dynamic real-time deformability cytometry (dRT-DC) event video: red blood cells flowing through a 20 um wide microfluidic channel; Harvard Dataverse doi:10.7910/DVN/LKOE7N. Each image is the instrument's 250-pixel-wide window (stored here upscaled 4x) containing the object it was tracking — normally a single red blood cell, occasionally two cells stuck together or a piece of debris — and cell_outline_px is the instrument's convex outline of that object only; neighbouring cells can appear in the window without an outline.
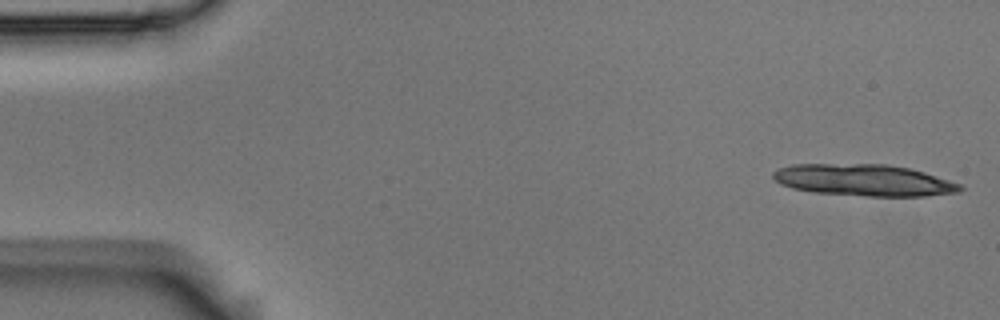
{"species": "Egyptian fruit bat (a non-hibernating species)", "species_latin": "Rousettus aegyptiacus", "temperature_condition": "room temperature", "stored_images_in_passage": 13, "camera_frame_rate_fps": 3000, "um_per_image_px": 0.085, "animal": {"sex": "male"}, "frame": {"image": 1, "passage_image": 1, "time_ms": 0.0, "image_size_px": [1000, 320], "cell_outline_px": [[964, 188], [960, 192], [924, 196], [868, 196], [816, 192], [792, 188], [780, 184], [772, 176], [772, 172], [780, 168], [792, 164], [888, 164], [908, 168], [924, 172], [960, 184]], "centroid_in_image_um": [73.43, 15.31], "position_along_channel_um": 11.6, "area_um2": 34.33}}